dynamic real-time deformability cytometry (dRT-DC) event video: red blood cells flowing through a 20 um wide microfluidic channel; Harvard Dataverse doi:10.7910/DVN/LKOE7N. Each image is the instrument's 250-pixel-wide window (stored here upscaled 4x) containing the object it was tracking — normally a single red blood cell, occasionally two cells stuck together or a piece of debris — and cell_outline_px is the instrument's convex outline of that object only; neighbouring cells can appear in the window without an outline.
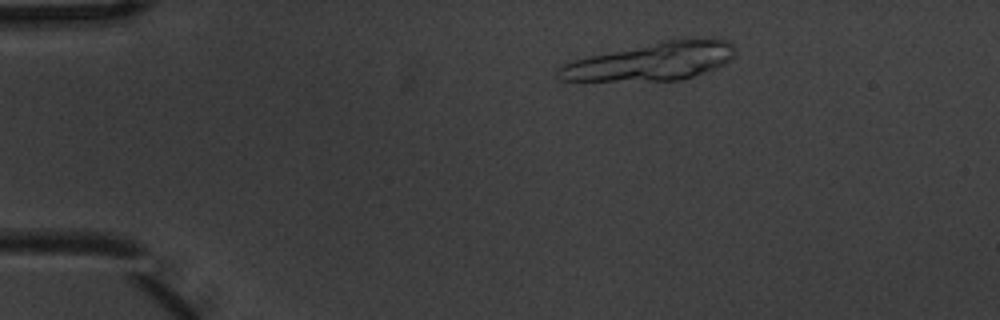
{"species": "common noctule bat (a hibernating species)", "species_latin": "Nyctalus noctula", "temperature_condition": "warm", "stored_images_in_passage": 4, "camera_frame_rate_fps": 3000, "um_per_image_px": 0.085, "animal": {"sex": "male", "body_mass_g": 20.1, "forearm_length_mm": 53.5}, "frame": {"image": 1, "passage_image": 1, "time_ms": 0.0, "image_size_px": [1000, 320], "cell_outline_px": [[736, 48], [732, 56], [724, 64], [716, 68], [680, 80], [560, 80], [556, 76], [556, 72], [564, 64], [576, 60], [592, 56], [664, 40], [728, 40]], "centroid_in_image_um": [55.38, 5.24], "position_along_channel_um": 29.6, "area_um2": 37.63}}